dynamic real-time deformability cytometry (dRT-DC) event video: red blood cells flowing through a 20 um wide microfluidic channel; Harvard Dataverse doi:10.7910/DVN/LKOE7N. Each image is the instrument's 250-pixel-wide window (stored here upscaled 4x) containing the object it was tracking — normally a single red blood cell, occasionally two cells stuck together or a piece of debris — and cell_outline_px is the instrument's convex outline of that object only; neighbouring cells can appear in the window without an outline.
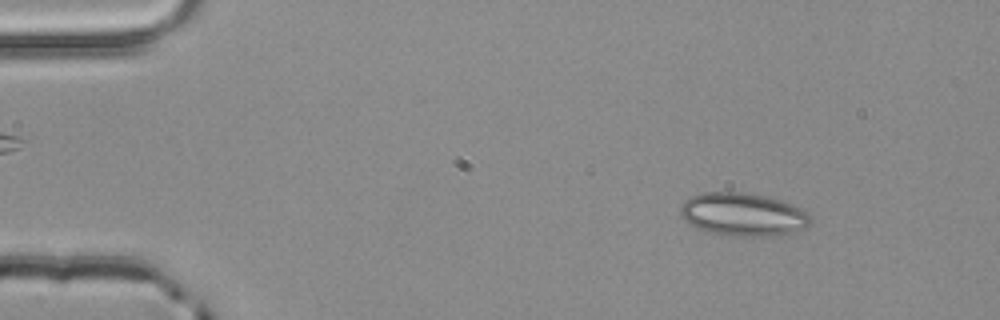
{"species": "common noctule bat (a hibernating species)", "species_latin": "Nyctalus noctula", "temperature_condition": "room temperature", "stored_images_in_passage": 3, "camera_frame_rate_fps": 3000, "um_per_image_px": 0.085, "animal": {"sex": "male", "body_mass_g": 20.4}, "frame": {"image": 1, "passage_image": 1, "time_ms": 0.0, "image_size_px": [1000, 320], "cell_outline_px": [[812, 220], [804, 228], [780, 236], [736, 236], [712, 232], [700, 228], [684, 220], [680, 216], [680, 204], [684, 200], [692, 196], [704, 192], [748, 192], [768, 196], [792, 204], [808, 212]], "centroid_in_image_um": [63.17, 18.21], "position_along_channel_um": 21.8, "area_um2": 32.77}}